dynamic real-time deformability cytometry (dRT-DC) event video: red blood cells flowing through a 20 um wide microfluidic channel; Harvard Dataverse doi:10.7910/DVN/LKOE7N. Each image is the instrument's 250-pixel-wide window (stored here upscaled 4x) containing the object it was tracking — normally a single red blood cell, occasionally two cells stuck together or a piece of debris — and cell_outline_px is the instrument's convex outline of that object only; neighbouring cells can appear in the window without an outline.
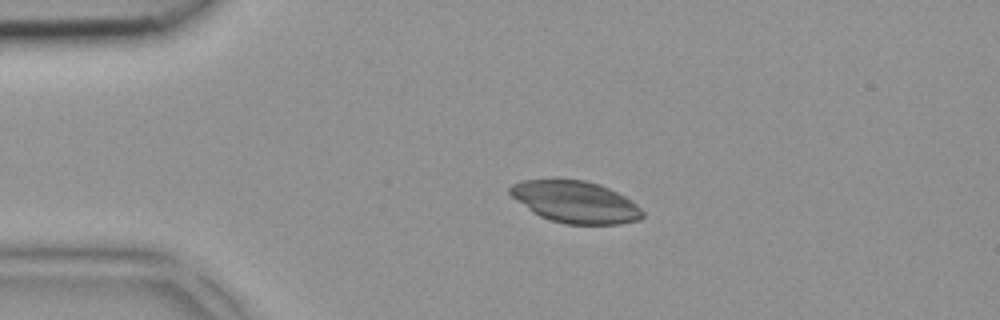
{"species": "common noctule bat (a hibernating species)", "species_latin": "Nyctalus noctula", "temperature_condition": "room temperature", "stored_images_in_passage": 4, "camera_frame_rate_fps": 3000, "um_per_image_px": 0.085, "animal": {"sex": "female", "body_mass_g": 18.4}, "frame": {"image": 1, "passage_image": 3, "time_ms": 0.667, "image_size_px": [1000, 320], "cell_outline_px": [[644, 216], [640, 220], [620, 224], [568, 224], [552, 220], [540, 216], [532, 212], [516, 200], [508, 192], [508, 188], [512, 184], [520, 180], [584, 180], [600, 184], [632, 200], [644, 212]], "centroid_in_image_um": [48.91, 17.17], "position_along_channel_um": 36.1, "area_um2": 32.19}}